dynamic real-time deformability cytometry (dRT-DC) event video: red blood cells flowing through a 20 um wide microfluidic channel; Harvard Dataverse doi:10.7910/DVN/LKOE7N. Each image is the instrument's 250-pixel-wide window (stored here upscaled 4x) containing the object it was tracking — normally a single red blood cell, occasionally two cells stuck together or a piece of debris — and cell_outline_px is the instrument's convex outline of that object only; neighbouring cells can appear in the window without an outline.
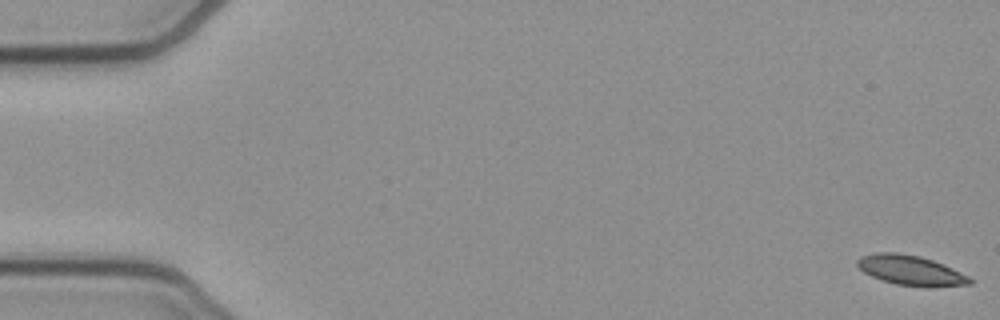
{"species": "common noctule bat (a hibernating species)", "species_latin": "Nyctalus noctula", "temperature_condition": "cold", "stored_images_in_passage": 21, "camera_frame_rate_fps": 3000, "um_per_image_px": 0.085, "animal": {"sex": "female", "body_mass_g": 21.9}, "frame": {"image": 1, "passage_image": 1, "time_ms": 0.0, "image_size_px": [1000, 320], "cell_outline_px": [[972, 284], [928, 288], [924, 288], [896, 284], [880, 280], [864, 272], [856, 264], [856, 260], [860, 256], [876, 252], [896, 252], [920, 256], [944, 264], [968, 276], [972, 280]], "centroid_in_image_um": [77.41, 22.99], "position_along_channel_um": 7.6, "area_um2": 19.88}}
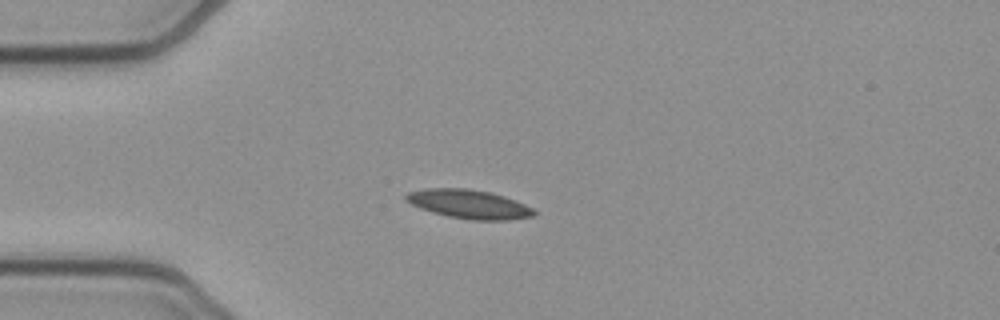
{"frame": {"image": 2, "passage_image": 14, "time_ms": 4.333, "image_size_px": [1000, 320], "cell_outline_px": [[536, 216], [508, 220], [472, 220], [448, 216], [432, 212], [420, 208], [404, 200], [404, 196], [408, 192], [424, 188], [468, 188], [492, 192], [516, 200], [532, 208], [536, 212]], "centroid_in_image_um": [39.86, 17.34], "position_along_channel_um": 45.1, "area_um2": 21.73}}
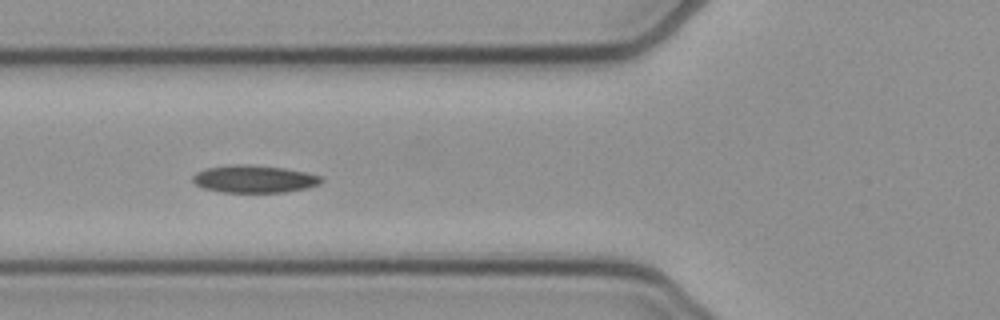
{"frame": {"image": 3, "passage_image": 20, "time_ms": 6.333, "image_size_px": [1000, 320], "cell_outline_px": [[324, 180], [320, 184], [308, 188], [288, 192], [224, 192], [204, 188], [196, 184], [192, 180], [192, 176], [196, 172], [208, 168], [228, 164], [248, 164], [284, 168], [304, 172], [320, 176]], "centroid_in_image_um": [21.62, 15.21], "position_along_channel_um": 104.2, "area_um2": 20.63}}